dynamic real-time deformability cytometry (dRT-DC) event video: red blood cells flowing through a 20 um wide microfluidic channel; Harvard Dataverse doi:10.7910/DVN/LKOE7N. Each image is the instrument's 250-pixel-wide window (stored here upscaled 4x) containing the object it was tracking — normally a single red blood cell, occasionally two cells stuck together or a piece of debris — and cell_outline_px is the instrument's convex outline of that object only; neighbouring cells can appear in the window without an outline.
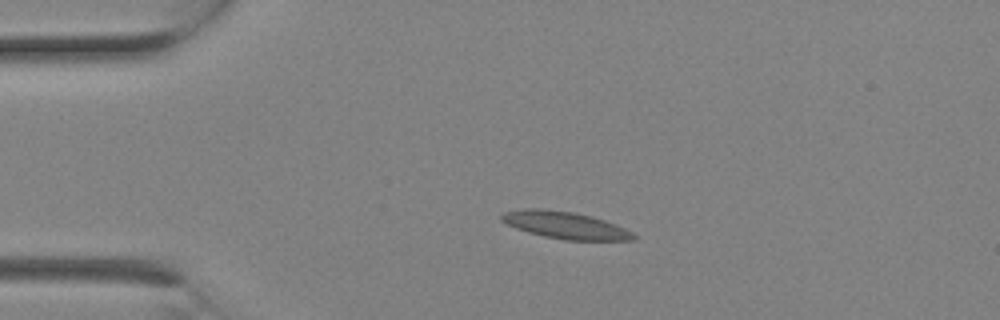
{"species": "Egyptian fruit bat (a non-hibernating species)", "species_latin": "Rousettus aegyptiacus", "temperature_condition": "room temperature", "stored_images_in_passage": 2, "camera_frame_rate_fps": 3000, "um_per_image_px": 0.085, "animal": {"sex": "female"}, "frame": {"image": 1, "passage_image": 2, "time_ms": 0.333, "image_size_px": [1000, 320], "cell_outline_px": [[636, 240], [564, 240], [544, 236], [528, 232], [516, 228], [500, 220], [500, 216], [504, 212], [524, 208], [544, 208], [572, 212], [592, 216], [604, 220], [624, 228], [632, 232], [636, 236]], "centroid_in_image_um": [48.02, 19.13], "position_along_channel_um": 37.0, "area_um2": 20.81}}